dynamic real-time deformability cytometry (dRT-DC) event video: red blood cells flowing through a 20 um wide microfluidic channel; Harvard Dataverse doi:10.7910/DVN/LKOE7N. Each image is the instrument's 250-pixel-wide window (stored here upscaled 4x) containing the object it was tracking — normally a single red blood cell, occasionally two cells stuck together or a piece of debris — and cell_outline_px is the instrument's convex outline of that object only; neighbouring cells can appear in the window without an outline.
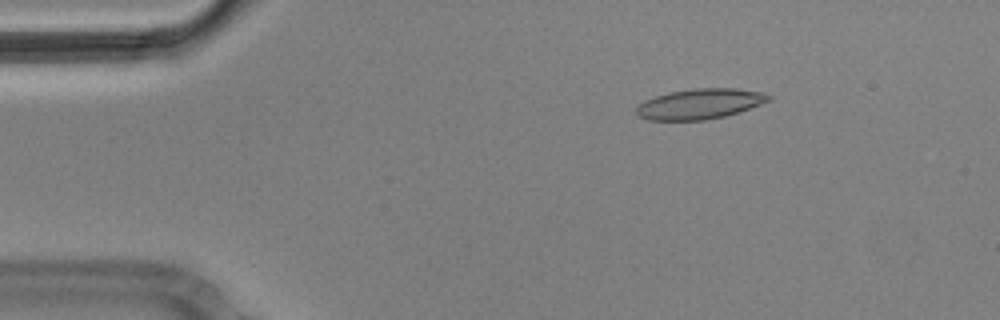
{"species": "Egyptian fruit bat (a non-hibernating species)", "species_latin": "Rousettus aegyptiacus", "temperature_condition": "cold", "stored_images_in_passage": 48, "camera_frame_rate_fps": 3000, "um_per_image_px": 0.085, "animal": {"sex": "male"}, "frame": {"image": 1, "passage_image": 1, "time_ms": 0.0, "image_size_px": [1000, 320], "cell_outline_px": [[772, 100], [724, 116], [704, 120], [648, 120], [640, 116], [636, 112], [636, 108], [644, 100], [668, 92], [696, 88], [736, 88], [760, 92], [772, 96]], "centroid_in_image_um": [59.47, 8.82], "position_along_channel_um": 25.5, "area_um2": 23.12}}
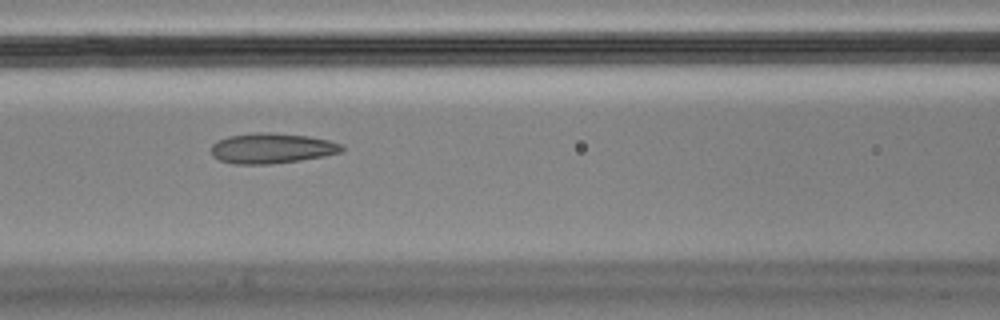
{"frame": {"image": 2, "passage_image": 16, "time_ms": 5.0, "image_size_px": [1000, 320], "cell_outline_px": [[344, 152], [324, 156], [300, 160], [268, 164], [232, 164], [220, 160], [212, 156], [212, 144], [216, 140], [228, 136], [256, 132], [268, 132], [308, 136], [328, 140], [344, 144]], "centroid_in_image_um": [23.11, 12.6], "position_along_channel_um": 143.5, "area_um2": 23.24}}
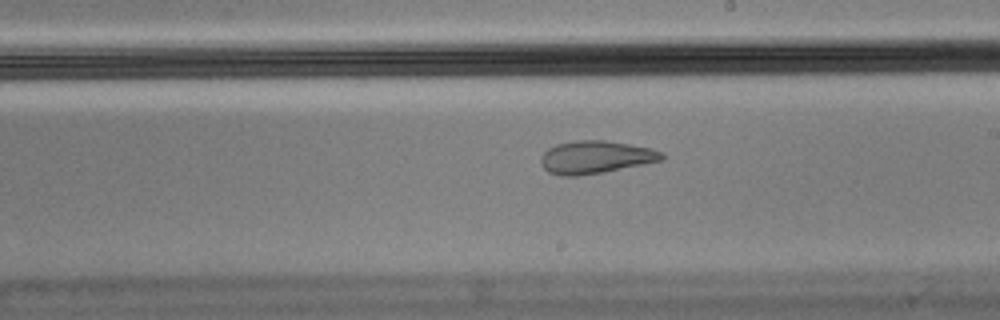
{"frame": {"image": 3, "passage_image": 24, "time_ms": 7.667, "image_size_px": [1000, 320], "cell_outline_px": [[664, 160], [604, 172], [576, 176], [560, 176], [548, 172], [540, 164], [540, 156], [548, 148], [556, 144], [576, 140], [604, 140], [652, 148], [664, 152]], "centroid_in_image_um": [50.61, 13.36], "position_along_channel_um": 238.4, "area_um2": 23.29}, "authors_computed_cell_mechanics": {"area_um2": 23.9003, "velocity_mm_per_s": 3.5607, "shape_relaxation_time_tau1_ms": null, "shape_relaxation_time_tau2_ms": 2.0524, "deformation_change_tau1": null, "deformation_change_tau2": 0.0578}}